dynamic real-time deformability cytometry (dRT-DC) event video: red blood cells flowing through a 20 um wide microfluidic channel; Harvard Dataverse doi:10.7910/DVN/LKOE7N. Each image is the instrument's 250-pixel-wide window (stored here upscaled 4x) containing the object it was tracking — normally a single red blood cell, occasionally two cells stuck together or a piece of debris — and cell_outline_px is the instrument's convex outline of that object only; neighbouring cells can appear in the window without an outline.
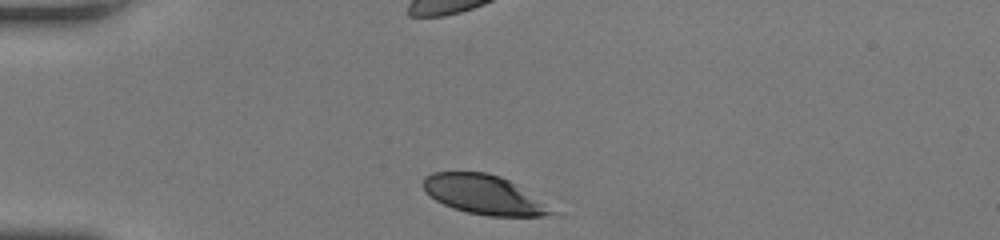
{"species": "human", "species_latin": "Homo sapiens", "temperature_condition": "room temperature", "stored_images_in_passage": 31, "camera_frame_rate_fps": 3000, "um_per_image_px": 0.085, "donor": {"sex": "female"}, "frame": {"image": 1, "passage_image": 1, "time_ms": 0.0, "image_size_px": [1000, 240], "cell_outline_px": [[560, 212], [544, 216], [488, 216], [468, 212], [452, 208], [436, 200], [424, 188], [424, 176], [432, 172], [488, 172], [500, 176], [516, 184]], "centroid_in_image_um": [41.18, 16.55], "position_along_channel_um": 43.8, "area_um2": 29.25}, "authors_computed_cell_mechanics": {"area_um2": 34.5644, "velocity_mm_per_s": 4.0127, "shape_relaxation_time_tau1_ms": 2.242, "shape_relaxation_time_tau2_ms": null, "deformation_change_tau1": 0.1229, "deformation_change_tau2": null}}